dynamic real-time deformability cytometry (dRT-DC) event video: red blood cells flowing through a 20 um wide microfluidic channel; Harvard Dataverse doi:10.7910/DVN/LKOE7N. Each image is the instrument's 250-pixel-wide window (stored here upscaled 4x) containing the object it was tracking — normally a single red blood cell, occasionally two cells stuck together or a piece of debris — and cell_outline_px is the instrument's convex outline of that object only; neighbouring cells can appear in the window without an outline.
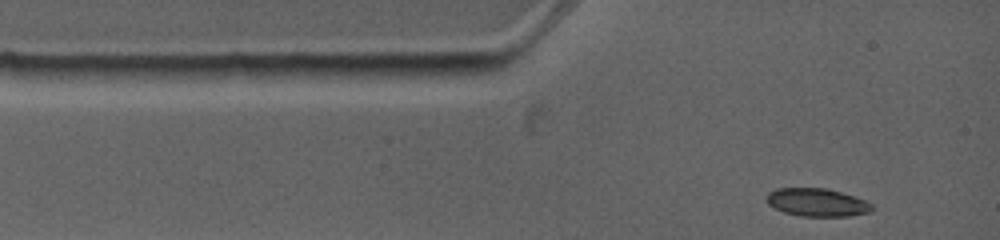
{"species": "common noctule bat (a hibernating species)", "species_latin": "Nyctalus noctula", "temperature_condition": "warm", "stored_images_in_passage": 4, "camera_frame_rate_fps": 4500, "um_per_image_px": 0.085, "animal": {"sex": "female", "body_mass_g": 19.0, "forearm_length_mm": 53.3}, "frame": {"image": 1, "passage_image": 1, "time_ms": 0.0, "image_size_px": [1000, 240], "cell_outline_px": [[872, 208], [868, 212], [848, 216], [800, 216], [784, 212], [768, 204], [764, 200], [764, 196], [768, 192], [776, 188], [828, 188], [864, 200], [872, 204]], "centroid_in_image_um": [69.37, 17.19], "position_along_channel_um": 15.6, "area_um2": 17.17}}
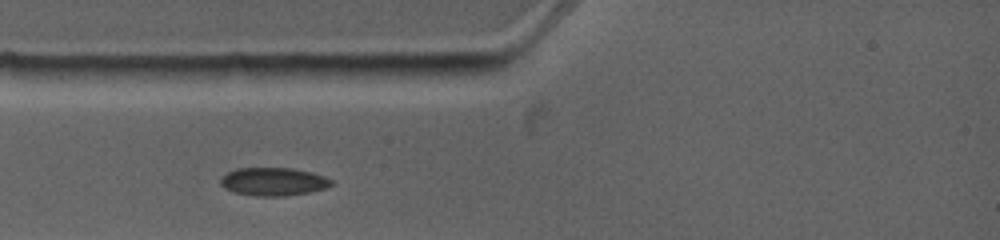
{"frame": {"image": 2, "passage_image": 3, "time_ms": 1.778, "image_size_px": [1000, 240], "cell_outline_px": [[332, 184], [324, 188], [308, 192], [280, 196], [256, 196], [236, 192], [224, 188], [220, 184], [220, 176], [236, 168], [292, 168], [312, 172], [324, 176], [332, 180]], "centroid_in_image_um": [23.2, 15.42], "position_along_channel_um": 61.8, "area_um2": 18.03}}
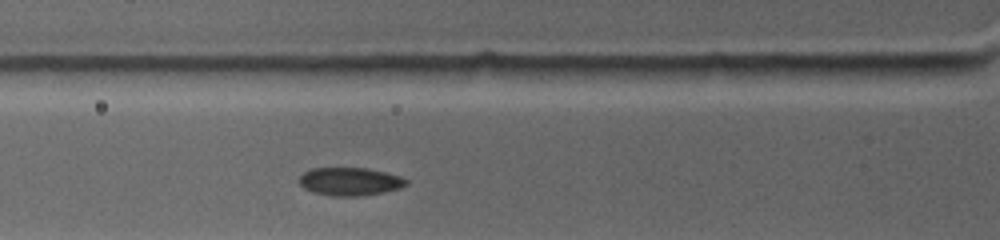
{"frame": {"image": 3, "passage_image": 4, "time_ms": 2.667, "image_size_px": [1000, 240], "cell_outline_px": [[408, 184], [400, 188], [384, 192], [356, 196], [332, 196], [312, 192], [304, 188], [300, 184], [300, 176], [304, 172], [312, 168], [364, 168], [384, 172], [400, 176], [408, 180]], "centroid_in_image_um": [29.74, 15.43], "position_along_channel_um": 96.1, "area_um2": 17.4}}